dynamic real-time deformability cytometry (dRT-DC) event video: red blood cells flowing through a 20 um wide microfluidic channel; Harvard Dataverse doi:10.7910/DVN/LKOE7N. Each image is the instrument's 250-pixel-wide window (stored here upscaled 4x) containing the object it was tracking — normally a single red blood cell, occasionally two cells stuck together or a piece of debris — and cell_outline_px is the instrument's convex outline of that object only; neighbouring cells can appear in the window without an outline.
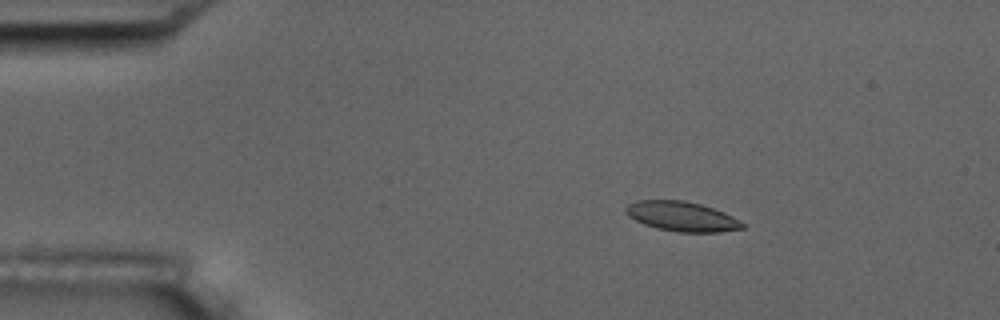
{"species": "common noctule bat (a hibernating species)", "species_latin": "Nyctalus noctula", "temperature_condition": "room temperature", "stored_images_in_passage": 6, "segment_of_instrument_passage": [1, 2], "camera_frame_rate_fps": 3000, "um_per_image_px": 0.085, "animal": {"sex": "male", "body_mass_g": 17.5, "forearm_length_mm": 52.3}, "frame": {"image": 1, "passage_image": 3, "time_ms": 2.333, "image_size_px": [1000, 320], "cell_outline_px": [[744, 228], [720, 232], [680, 232], [656, 228], [644, 224], [628, 216], [624, 212], [624, 208], [628, 204], [636, 200], [684, 200], [700, 204], [724, 212], [732, 216], [744, 224]], "centroid_in_image_um": [57.92, 18.39], "position_along_channel_um": 27.1, "area_um2": 20.17}}